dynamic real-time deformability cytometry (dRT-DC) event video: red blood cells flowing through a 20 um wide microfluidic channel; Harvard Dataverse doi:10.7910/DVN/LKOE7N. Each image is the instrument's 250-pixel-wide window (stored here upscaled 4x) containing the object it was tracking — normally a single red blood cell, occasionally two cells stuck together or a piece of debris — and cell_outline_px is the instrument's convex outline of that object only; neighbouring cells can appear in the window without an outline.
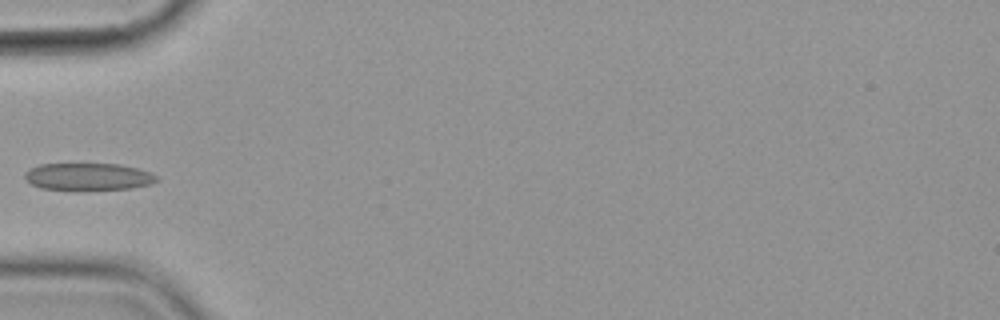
{"species": "common noctule bat (a hibernating species)", "species_latin": "Nyctalus noctula", "temperature_condition": "cold", "stored_images_in_passage": 9, "camera_frame_rate_fps": 3000, "um_per_image_px": 0.085, "animal": {"sex": "female", "body_mass_g": 19.9}, "frame": {"image": 1, "passage_image": 4, "time_ms": 3.667, "image_size_px": [1000, 320], "cell_outline_px": [[160, 180], [152, 184], [132, 188], [40, 188], [24, 180], [24, 172], [28, 168], [40, 164], [120, 164], [152, 172]], "centroid_in_image_um": [7.5, 14.98], "position_along_channel_um": 77.5, "area_um2": 20.52}}
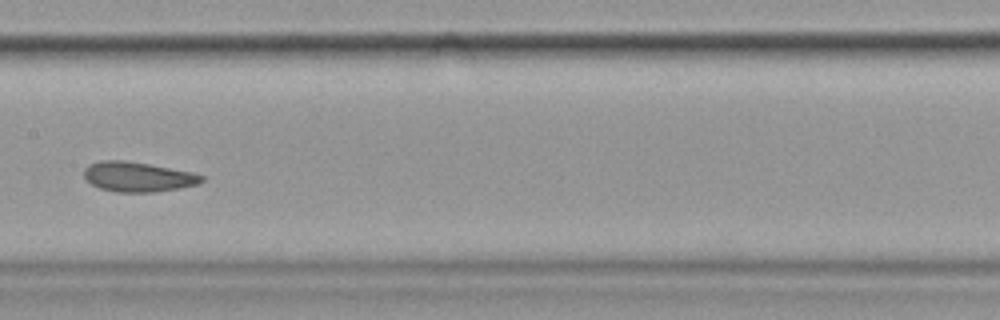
{"frame": {"image": 2, "passage_image": 7, "time_ms": 7.0, "image_size_px": [1000, 320], "cell_outline_px": [[204, 180], [200, 184], [180, 188], [152, 192], [116, 192], [100, 188], [92, 184], [84, 176], [84, 168], [88, 164], [100, 160], [124, 160], [148, 164], [192, 172], [204, 176]], "centroid_in_image_um": [11.72, 15.02], "position_along_channel_um": 195.7, "area_um2": 20.46}}
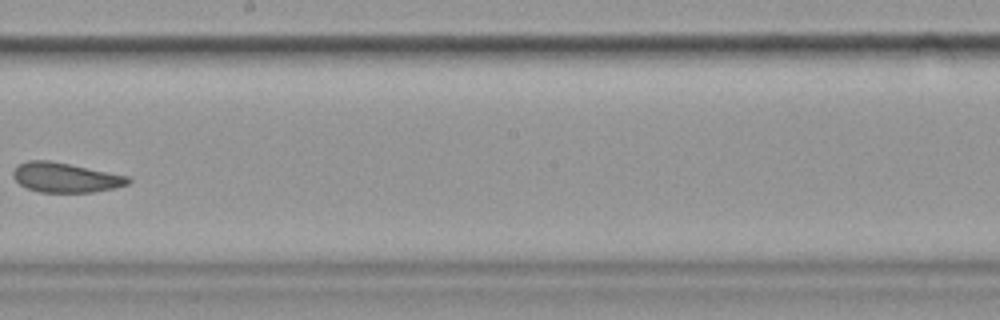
{"frame": {"image": 3, "passage_image": 8, "time_ms": 8.333, "image_size_px": [1000, 320], "cell_outline_px": [[132, 180], [128, 184], [116, 188], [92, 192], [40, 192], [28, 188], [20, 184], [12, 176], [12, 172], [20, 164], [28, 160], [48, 160], [128, 176]], "centroid_in_image_um": [5.57, 15.1], "position_along_channel_um": 242.6, "area_um2": 19.65}}